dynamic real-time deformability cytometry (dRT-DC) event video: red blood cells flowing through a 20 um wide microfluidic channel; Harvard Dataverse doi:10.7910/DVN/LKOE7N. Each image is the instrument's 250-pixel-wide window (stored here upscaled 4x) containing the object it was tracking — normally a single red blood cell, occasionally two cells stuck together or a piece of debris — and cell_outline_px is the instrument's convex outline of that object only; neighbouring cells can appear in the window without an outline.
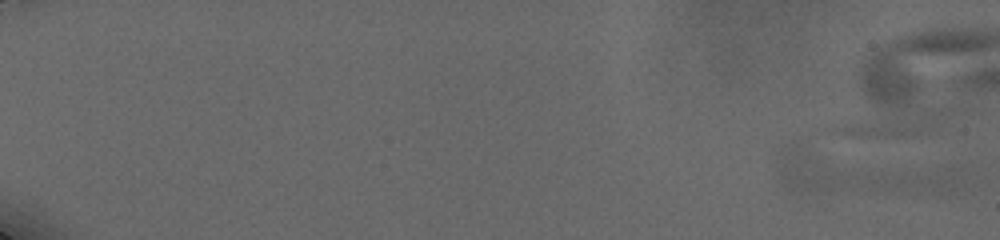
{"species": "human", "species_latin": "Homo sapiens", "temperature_condition": "cold", "stored_images_in_passage": 3, "camera_frame_rate_fps": 3000, "um_per_image_px": 0.085, "donor": {"sex": "male"}, "frame": {"image": 1, "passage_image": 1, "time_ms": 0.0, "image_size_px": [1000, 240], "cell_outline_px": [[964, 188], [952, 192], [788, 192], [780, 180], [780, 152], [784, 144], [800, 144], [956, 168]], "centroid_in_image_um": [73.09, 14.67], "position_along_channel_um": 11.9, "area_um2": 47.69}}